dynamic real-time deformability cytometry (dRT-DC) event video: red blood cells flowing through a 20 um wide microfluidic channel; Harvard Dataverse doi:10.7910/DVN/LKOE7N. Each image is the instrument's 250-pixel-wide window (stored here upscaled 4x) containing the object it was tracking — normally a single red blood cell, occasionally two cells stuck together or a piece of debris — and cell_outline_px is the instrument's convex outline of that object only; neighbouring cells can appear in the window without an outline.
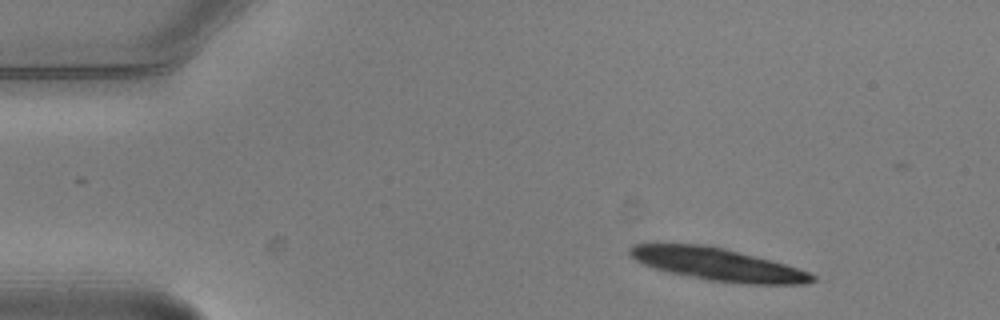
{"species": "common noctule bat (a hibernating species)", "species_latin": "Nyctalus noctula", "temperature_condition": "warm", "stored_images_in_passage": 8, "camera_frame_rate_fps": 3000, "um_per_image_px": 0.085, "animal": {"sex": "male", "body_mass_g": 20.5, "forearm_length_mm": 52.5}, "frame": {"image": 1, "passage_image": 1, "time_ms": 0.0, "image_size_px": [1000, 320], "cell_outline_px": [[816, 280], [804, 284], [748, 284], [712, 280], [668, 272], [644, 264], [636, 260], [628, 252], [628, 248], [632, 244], [704, 244], [724, 248], [772, 260], [808, 272], [816, 276]], "centroid_in_image_um": [61.01, 22.46], "position_along_channel_um": 24.0, "area_um2": 34.16}}
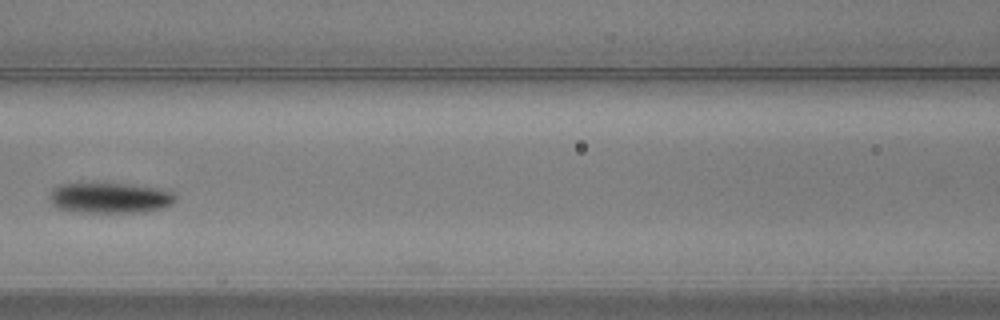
{"frame": {"image": 2, "passage_image": 6, "time_ms": 1.667, "image_size_px": [1000, 320], "cell_outline_px": [[176, 200], [172, 204], [164, 208], [144, 212], [76, 212], [60, 208], [52, 204], [48, 200], [48, 196], [52, 188], [60, 184], [132, 184], [168, 188], [176, 196]], "centroid_in_image_um": [9.4, 16.81], "position_along_channel_um": 157.2, "area_um2": 22.77}}
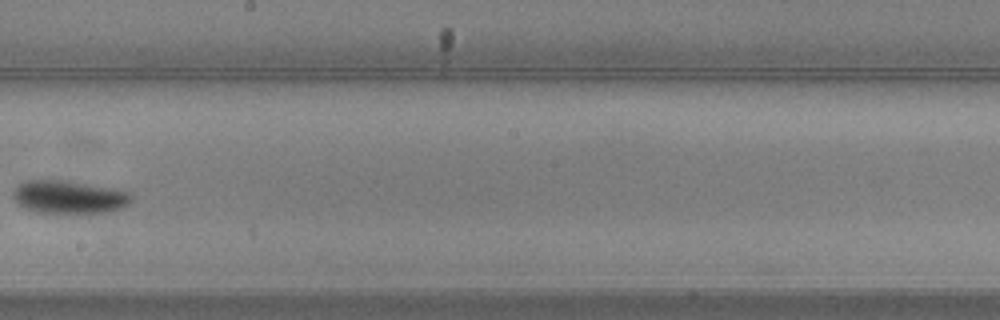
{"frame": {"image": 3, "passage_image": 8, "time_ms": 2.333, "image_size_px": [1000, 320], "cell_outline_px": [[132, 200], [128, 204], [120, 208], [104, 212], [36, 212], [24, 208], [12, 196], [12, 192], [16, 184], [24, 180], [68, 180], [116, 188], [128, 192], [132, 196]], "centroid_in_image_um": [5.84, 16.71], "position_along_channel_um": 242.4, "area_um2": 22.83}}